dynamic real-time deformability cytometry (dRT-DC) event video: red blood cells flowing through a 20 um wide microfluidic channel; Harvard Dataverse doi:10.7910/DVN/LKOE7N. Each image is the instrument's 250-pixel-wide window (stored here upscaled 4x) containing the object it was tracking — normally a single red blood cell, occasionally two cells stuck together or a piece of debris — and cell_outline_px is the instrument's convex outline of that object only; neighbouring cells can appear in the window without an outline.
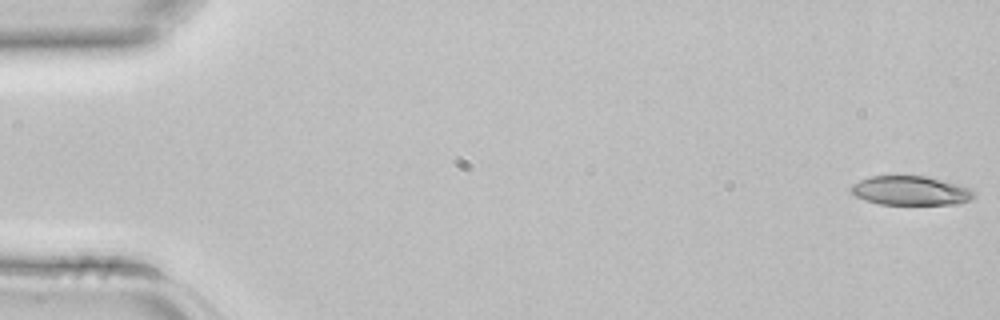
{"species": "common noctule bat (a hibernating species)", "species_latin": "Nyctalus noctula", "temperature_condition": "room temperature", "stored_images_in_passage": 4, "camera_frame_rate_fps": 3000, "um_per_image_px": 0.085, "animal": {"sex": "female", "body_mass_g": 22.7, "forearm_length_mm": 54.2}, "frame": {"image": 1, "passage_image": 1, "time_ms": 0.0, "image_size_px": [1000, 320], "cell_outline_px": [[976, 196], [972, 200], [960, 204], [880, 204], [864, 200], [848, 192], [848, 188], [852, 184], [868, 176], [928, 176], [972, 188], [976, 192]], "centroid_in_image_um": [77.42, 16.2], "position_along_channel_um": 7.6, "area_um2": 21.33}}
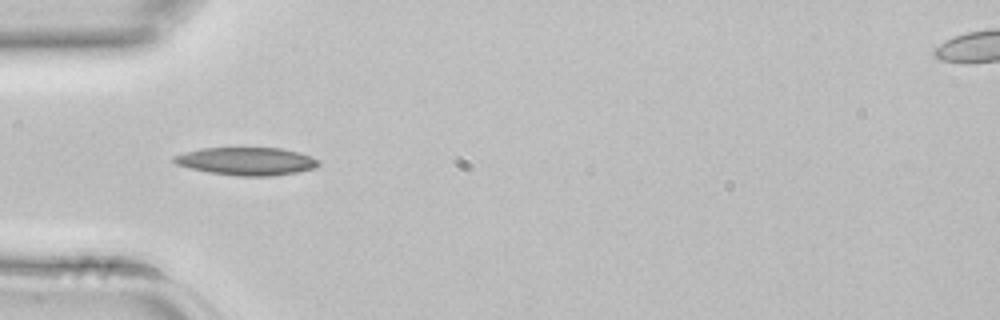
{"frame": {"image": 2, "passage_image": 4, "time_ms": 1.0, "image_size_px": [1000, 320], "cell_outline_px": [[320, 164], [316, 168], [296, 172], [272, 176], [240, 176], [208, 172], [176, 164], [172, 160], [172, 156], [184, 152], [200, 148], [280, 148], [300, 152], [320, 160]], "centroid_in_image_um": [20.97, 13.7], "position_along_channel_um": 64.0, "area_um2": 23.52}}